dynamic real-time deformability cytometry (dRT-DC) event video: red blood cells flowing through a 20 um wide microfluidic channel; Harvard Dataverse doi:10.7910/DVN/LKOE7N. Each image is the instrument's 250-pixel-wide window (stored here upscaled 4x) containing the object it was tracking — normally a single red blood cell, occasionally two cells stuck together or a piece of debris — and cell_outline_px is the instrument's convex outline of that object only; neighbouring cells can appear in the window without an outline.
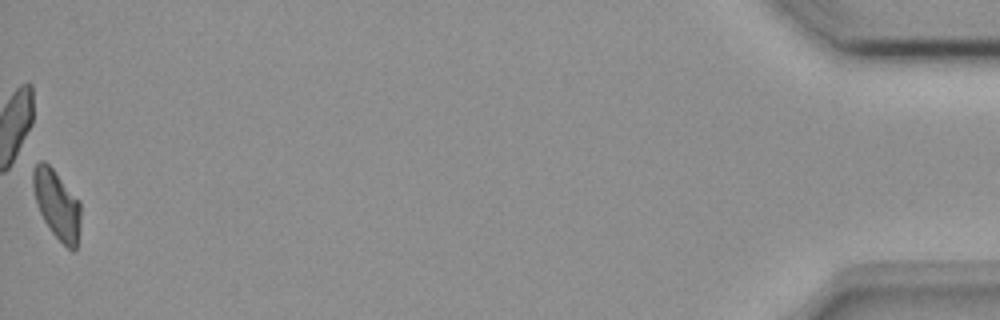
{"species": "common noctule bat (a hibernating species)", "species_latin": "Nyctalus noctula", "temperature_condition": "room temperature", "stored_images_in_passage": 54, "camera_frame_rate_fps": 3000, "um_per_image_px": 0.085, "animal": {"sex": "female", "body_mass_g": 18.4}, "frame": {"image": 1, "passage_image": 54, "time_ms": 17.667, "image_size_px": [1000, 320], "cell_outline_px": [[80, 228], [76, 248], [72, 252], [52, 232], [44, 220], [40, 212], [36, 200], [32, 184], [32, 172], [36, 164], [40, 160], [44, 160], [52, 168], [80, 200]], "centroid_in_image_um": [4.85, 17.37], "position_along_channel_um": 430.4, "area_um2": 19.02}, "authors_computed_cell_mechanics": {"area_um2": 20.1722, "velocity_mm_per_s": 3.8371, "shape_relaxation_time_tau1_ms": 7.5522, "shape_relaxation_time_tau2_ms": null, "deformation_change_tau1": 0.1815, "deformation_change_tau2": null}}